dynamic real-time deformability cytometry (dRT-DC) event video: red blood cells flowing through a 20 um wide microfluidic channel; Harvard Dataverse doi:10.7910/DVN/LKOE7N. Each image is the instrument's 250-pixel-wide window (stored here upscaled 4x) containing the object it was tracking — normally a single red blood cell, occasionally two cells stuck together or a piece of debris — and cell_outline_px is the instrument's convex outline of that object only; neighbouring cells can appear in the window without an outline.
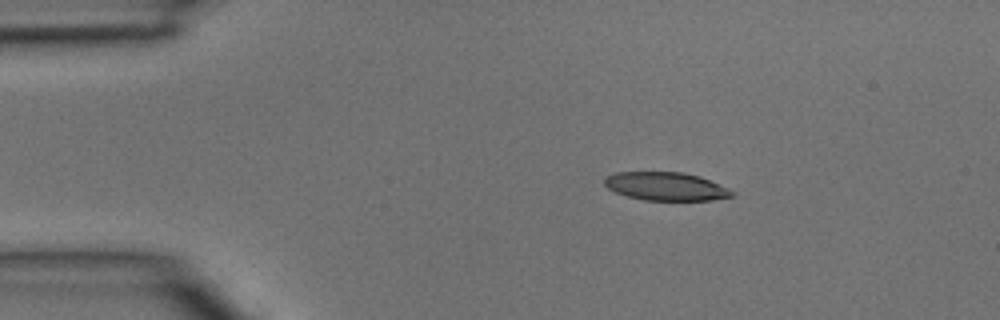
{"species": "common noctule bat (a hibernating species)", "species_latin": "Nyctalus noctula", "temperature_condition": "room temperature", "stored_images_in_passage": 3, "segment_of_instrument_passage": [1, 2], "camera_frame_rate_fps": 3000, "um_per_image_px": 0.085, "animal": {"sex": "male", "body_mass_g": 15.6}, "frame": {"image": 1, "passage_image": 1, "time_ms": 0.0, "image_size_px": [1000, 320], "cell_outline_px": [[736, 196], [712, 200], [644, 200], [628, 196], [616, 192], [608, 188], [604, 184], [604, 176], [616, 172], [680, 172], [700, 176], [728, 188], [736, 192]], "centroid_in_image_um": [56.62, 15.84], "position_along_channel_um": 28.4, "area_um2": 21.1}}